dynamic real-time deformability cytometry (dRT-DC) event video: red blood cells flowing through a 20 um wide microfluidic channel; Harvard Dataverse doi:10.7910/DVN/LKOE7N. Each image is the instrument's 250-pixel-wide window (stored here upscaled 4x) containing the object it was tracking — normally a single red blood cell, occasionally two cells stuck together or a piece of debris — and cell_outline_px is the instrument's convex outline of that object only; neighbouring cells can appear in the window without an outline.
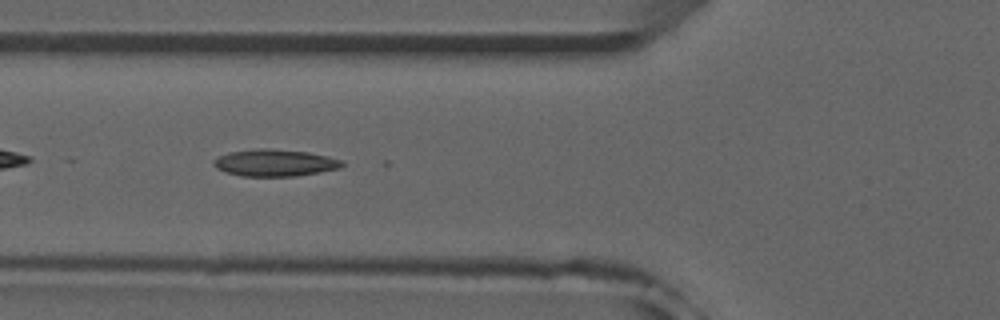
{"species": "common noctule bat (a hibernating species)", "species_latin": "Nyctalus noctula", "temperature_condition": "room temperature", "stored_images_in_passage": 29, "camera_frame_rate_fps": 3000, "um_per_image_px": 0.085, "animal": {"sex": "male", "forearm_length_mm": 52.5}, "frame": {"image": 1, "passage_image": 5, "time_ms": 1.333, "image_size_px": [1000, 320], "cell_outline_px": [[344, 164], [340, 168], [320, 172], [296, 176], [240, 176], [224, 172], [216, 168], [212, 164], [212, 160], [216, 156], [228, 152], [260, 148], [272, 148], [308, 152], [328, 156], [344, 160]], "centroid_in_image_um": [23.33, 13.83], "position_along_channel_um": 102.5, "area_um2": 20.52}, "authors_computed_cell_mechanics": {"area_um2": 19.4208, "velocity_mm_per_s": 3.9438, "shape_relaxation_time_tau1_ms": null, "shape_relaxation_time_tau2_ms": 1.8791, "deformation_change_tau1": null, "deformation_change_tau2": 0.0923}}